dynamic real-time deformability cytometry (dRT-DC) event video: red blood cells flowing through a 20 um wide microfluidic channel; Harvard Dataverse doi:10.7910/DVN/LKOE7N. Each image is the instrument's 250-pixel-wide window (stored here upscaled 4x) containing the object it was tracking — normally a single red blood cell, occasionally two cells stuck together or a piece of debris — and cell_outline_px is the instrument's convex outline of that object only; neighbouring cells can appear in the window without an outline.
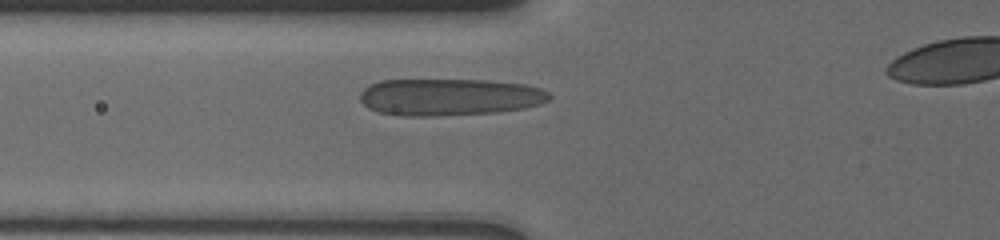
{"species": "human", "species_latin": "Homo sapiens", "temperature_condition": "cold", "stored_images_in_passage": 13, "camera_frame_rate_fps": 3000, "um_per_image_px": 0.085, "donor": {"sex": "male"}, "frame": {"image": 1, "passage_image": 2, "time_ms": 0.667, "image_size_px": [1000, 240], "cell_outline_px": [[552, 96], [548, 100], [540, 104], [524, 108], [496, 112], [436, 116], [400, 116], [376, 112], [368, 108], [360, 100], [360, 92], [364, 88], [380, 80], [488, 80], [524, 84], [540, 88], [548, 92]], "centroid_in_image_um": [38.18, 8.25], "position_along_channel_um": 87.6, "area_um2": 41.04}}
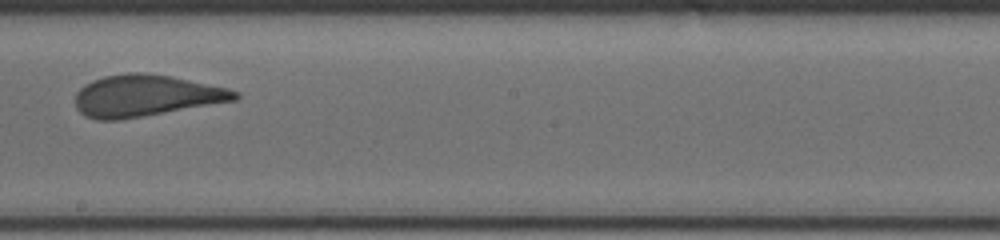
{"frame": {"image": 2, "passage_image": 8, "time_ms": 4.667, "image_size_px": [1000, 240], "cell_outline_px": [[240, 96], [236, 100], [120, 120], [96, 120], [84, 116], [76, 108], [76, 92], [84, 84], [92, 80], [104, 76], [128, 72], [144, 72], [172, 76], [228, 88], [240, 92]], "centroid_in_image_um": [12.37, 8.13], "position_along_channel_um": 235.8, "area_um2": 38.84}}
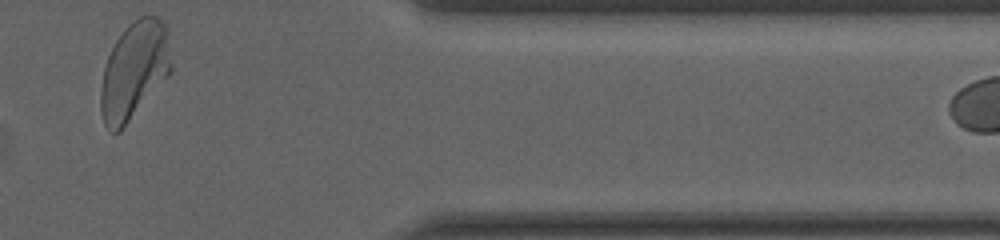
{"frame": {"image": 3, "passage_image": 13, "time_ms": 9.667, "image_size_px": [1000, 240], "cell_outline_px": [[172, 72], [120, 132], [112, 132], [104, 124], [100, 112], [100, 88], [104, 68], [108, 56], [116, 40], [124, 28], [132, 20], [140, 16], [156, 16], [168, 28], [172, 64]], "centroid_in_image_um": [11.42, 5.99], "position_along_channel_um": 400.0, "area_um2": 40.46}, "authors_computed_cell_mechanics": {"area_um2": 39.1884, "velocity_mm_per_s": 3.6935, "shape_relaxation_time_tau1_ms": 5.4226, "shape_relaxation_time_tau2_ms": null, "deformation_change_tau1": 0.1675, "deformation_change_tau2": null}}